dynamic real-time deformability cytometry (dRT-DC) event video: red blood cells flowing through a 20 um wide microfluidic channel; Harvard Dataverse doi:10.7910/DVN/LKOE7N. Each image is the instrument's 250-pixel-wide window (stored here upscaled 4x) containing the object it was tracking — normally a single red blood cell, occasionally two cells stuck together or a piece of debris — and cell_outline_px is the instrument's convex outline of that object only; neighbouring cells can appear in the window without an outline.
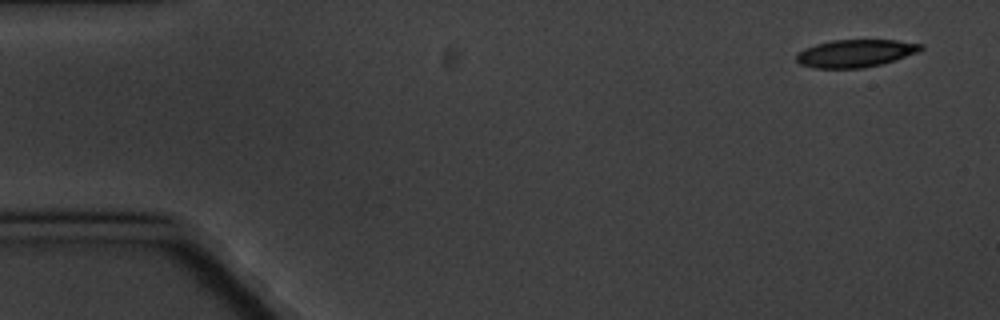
{"species": "common noctule bat (a hibernating species)", "species_latin": "Nyctalus noctula", "temperature_condition": "cold", "stored_images_in_passage": 6, "camera_frame_rate_fps": 3000, "um_per_image_px": 0.085, "animal": {"sex": "male", "body_mass_g": 20.1, "forearm_length_mm": 53.5}, "frame": {"image": 1, "passage_image": 1, "time_ms": 0.0, "image_size_px": [1000, 320], "cell_outline_px": [[924, 48], [920, 52], [896, 60], [864, 68], [812, 68], [800, 64], [796, 60], [796, 52], [804, 48], [816, 44], [832, 40], [896, 40], [924, 44]], "centroid_in_image_um": [72.72, 4.53], "position_along_channel_um": 12.3, "area_um2": 20.29}}